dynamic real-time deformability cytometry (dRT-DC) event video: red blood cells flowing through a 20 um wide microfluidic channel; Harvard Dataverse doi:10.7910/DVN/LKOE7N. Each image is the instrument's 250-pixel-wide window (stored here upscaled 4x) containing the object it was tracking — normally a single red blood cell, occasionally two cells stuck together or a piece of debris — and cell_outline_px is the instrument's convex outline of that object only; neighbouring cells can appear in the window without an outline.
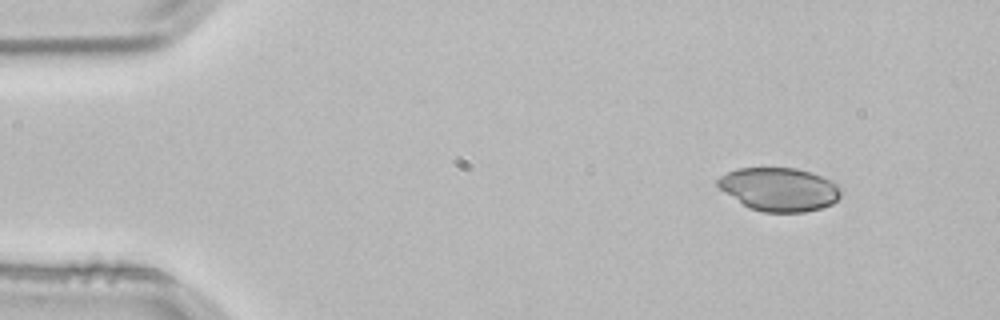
{"species": "common noctule bat (a hibernating species)", "species_latin": "Nyctalus noctula", "temperature_condition": "room temperature", "stored_images_in_passage": 3, "camera_frame_rate_fps": 3000, "um_per_image_px": 0.085, "animal": {"sex": "male", "body_mass_g": 21.5, "forearm_length_mm": 52.0}, "frame": {"image": 1, "passage_image": 1, "time_ms": 0.0, "image_size_px": [1000, 320], "cell_outline_px": [[844, 192], [832, 204], [820, 208], [804, 212], [764, 212], [748, 208], [724, 192], [716, 184], [716, 180], [720, 176], [736, 168], [796, 168], [832, 180], [840, 184]], "centroid_in_image_um": [66.25, 16.09], "position_along_channel_um": 18.7, "area_um2": 31.33}}